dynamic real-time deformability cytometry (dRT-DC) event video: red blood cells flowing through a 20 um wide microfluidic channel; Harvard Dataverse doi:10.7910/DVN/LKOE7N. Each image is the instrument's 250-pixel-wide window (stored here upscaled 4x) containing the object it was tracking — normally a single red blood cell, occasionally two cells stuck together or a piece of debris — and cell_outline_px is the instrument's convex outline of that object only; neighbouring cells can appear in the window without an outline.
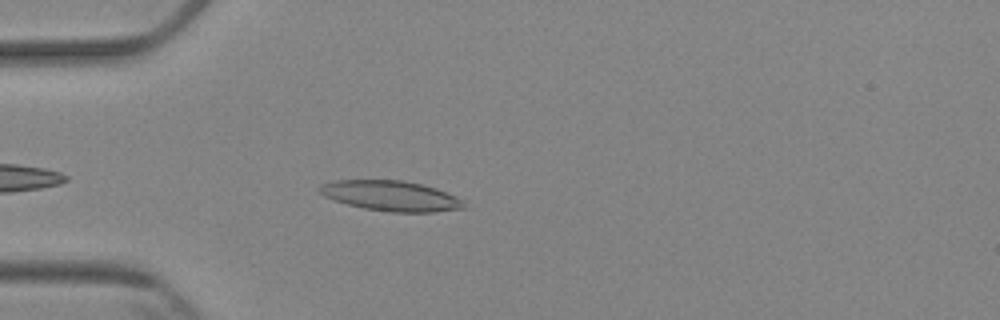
{"species": "Egyptian fruit bat (a non-hibernating species)", "species_latin": "Rousettus aegyptiacus", "temperature_condition": "cold", "stored_images_in_passage": 4, "camera_frame_rate_fps": 3000, "um_per_image_px": 0.085, "animal": {"sex": "female"}, "frame": {"image": 1, "passage_image": 4, "time_ms": 3.333, "image_size_px": [1000, 320], "cell_outline_px": [[464, 208], [432, 212], [392, 212], [364, 208], [348, 204], [324, 196], [316, 188], [320, 184], [336, 180], [404, 180], [424, 184], [436, 188], [456, 196], [464, 200]], "centroid_in_image_um": [33.23, 16.63], "position_along_channel_um": 51.8, "area_um2": 25.43}}